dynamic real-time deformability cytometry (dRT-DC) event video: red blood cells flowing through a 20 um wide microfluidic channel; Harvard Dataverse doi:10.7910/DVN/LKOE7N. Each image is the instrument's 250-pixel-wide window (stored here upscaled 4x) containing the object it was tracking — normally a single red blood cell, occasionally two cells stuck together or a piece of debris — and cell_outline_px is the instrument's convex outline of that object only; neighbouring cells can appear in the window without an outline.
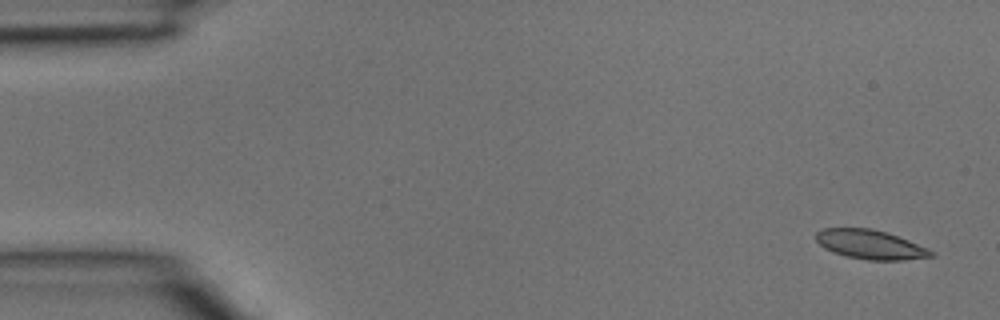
{"species": "common noctule bat (a hibernating species)", "species_latin": "Nyctalus noctula", "temperature_condition": "room temperature", "stored_images_in_passage": 3, "camera_frame_rate_fps": 3000, "um_per_image_px": 0.085, "animal": {"sex": "male", "body_mass_g": 15.6}, "frame": {"image": 1, "passage_image": 1, "time_ms": 0.0, "image_size_px": [1000, 320], "cell_outline_px": [[936, 256], [904, 260], [868, 260], [848, 256], [832, 252], [824, 248], [816, 240], [816, 232], [824, 228], [872, 228], [888, 232], [928, 248], [936, 252]], "centroid_in_image_um": [74.01, 20.78], "position_along_channel_um": 11.0, "area_um2": 19.71}}
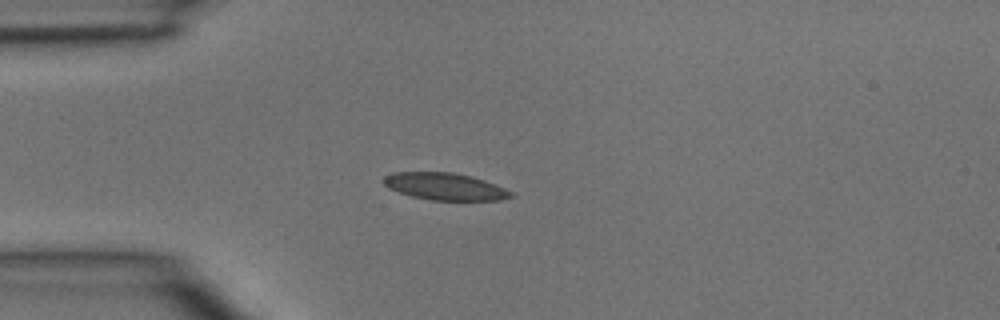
{"frame": {"image": 2, "passage_image": 3, "time_ms": 0.667, "image_size_px": [1000, 320], "cell_outline_px": [[516, 196], [500, 200], [432, 200], [412, 196], [388, 188], [384, 184], [384, 176], [392, 172], [452, 172], [484, 180], [504, 188], [512, 192]], "centroid_in_image_um": [37.82, 15.85], "position_along_channel_um": 47.2, "area_um2": 19.94}}